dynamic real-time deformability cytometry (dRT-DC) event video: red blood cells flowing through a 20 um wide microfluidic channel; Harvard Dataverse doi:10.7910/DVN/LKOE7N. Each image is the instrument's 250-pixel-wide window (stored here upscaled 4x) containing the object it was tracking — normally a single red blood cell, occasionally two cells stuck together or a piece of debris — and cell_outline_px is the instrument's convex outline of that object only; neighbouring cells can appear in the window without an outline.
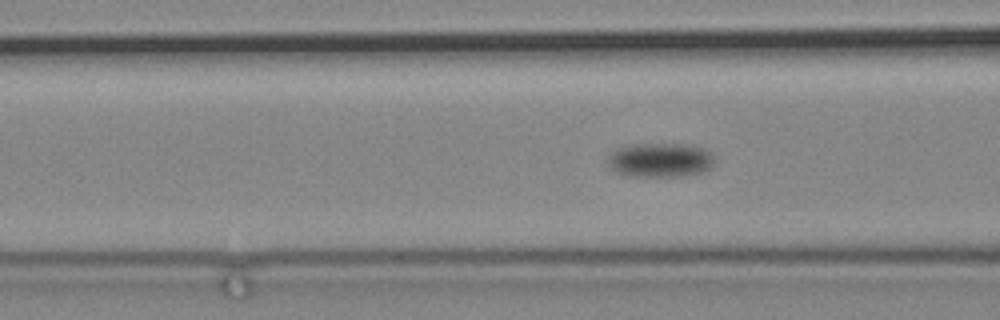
{"species": "common noctule bat (a hibernating species)", "species_latin": "Nyctalus noctula", "temperature_condition": "cold", "stored_images_in_passage": 78, "camera_frame_rate_fps": 3000, "um_per_image_px": 0.085, "animal": {"sex": "male", "body_mass_g": 19.2, "forearm_length_mm": 51.8}, "frame": {"image": 1, "passage_image": 29, "time_ms": 9.333, "image_size_px": [1000, 320], "cell_outline_px": [[716, 164], [704, 172], [680, 176], [628, 176], [616, 172], [604, 160], [612, 152], [620, 148], [632, 144], [688, 144], [704, 148], [712, 152], [716, 156]], "centroid_in_image_um": [56.18, 13.6], "position_along_channel_um": 110.4, "area_um2": 21.73}}
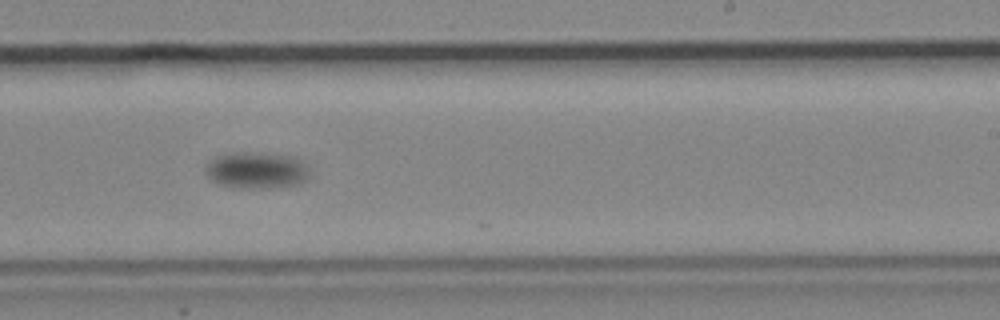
{"frame": {"image": 2, "passage_image": 47, "time_ms": 15.333, "image_size_px": [1000, 320], "cell_outline_px": [[308, 180], [300, 184], [268, 188], [240, 188], [220, 184], [212, 180], [204, 172], [204, 168], [208, 160], [212, 156], [228, 152], [260, 152], [296, 156], [304, 160], [308, 164]], "centroid_in_image_um": [21.81, 14.44], "position_along_channel_um": 267.2, "area_um2": 23.0}}
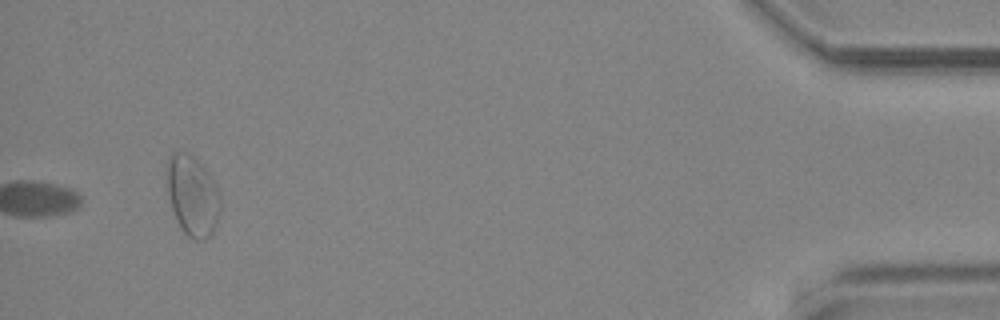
{"frame": {"image": 3, "passage_image": 78, "time_ms": 25.667, "image_size_px": [1000, 320], "cell_outline_px": [[220, 204], [216, 220], [212, 232], [204, 240], [192, 240], [180, 228], [176, 220], [172, 208], [168, 192], [164, 172], [164, 164], [168, 156], [172, 152], [188, 152], [204, 168], [216, 188], [220, 196]], "centroid_in_image_um": [16.28, 16.6], "position_along_channel_um": 418.9, "area_um2": 24.97}}